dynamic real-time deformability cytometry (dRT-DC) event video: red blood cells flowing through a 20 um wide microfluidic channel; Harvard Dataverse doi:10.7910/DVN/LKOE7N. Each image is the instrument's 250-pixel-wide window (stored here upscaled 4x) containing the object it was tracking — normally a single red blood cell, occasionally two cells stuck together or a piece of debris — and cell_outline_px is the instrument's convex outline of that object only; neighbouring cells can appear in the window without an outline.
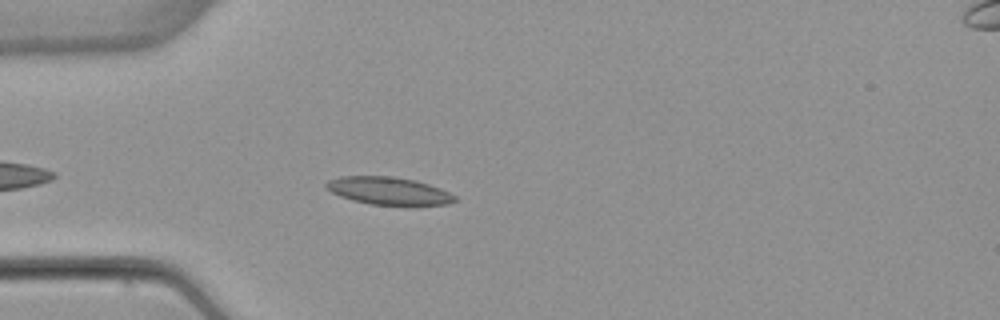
{"species": "common noctule bat (a hibernating species)", "species_latin": "Nyctalus noctula", "temperature_condition": "warm", "stored_images_in_passage": 15, "camera_frame_rate_fps": 3000, "um_per_image_px": 0.085, "animal": {"sex": "female", "body_mass_g": 22.7, "forearm_length_mm": 54.2}, "frame": {"image": 1, "passage_image": 5, "time_ms": 1.333, "image_size_px": [1000, 320], "cell_outline_px": [[460, 200], [448, 204], [372, 204], [352, 200], [340, 196], [332, 192], [324, 184], [328, 180], [340, 176], [392, 176], [416, 180], [440, 188], [456, 196]], "centroid_in_image_um": [33.04, 16.2], "position_along_channel_um": 52.0, "area_um2": 20.46}}
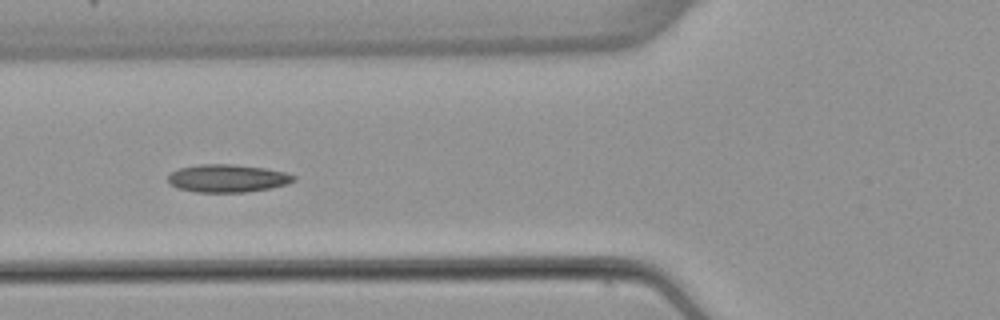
{"frame": {"image": 2, "passage_image": 10, "time_ms": 3.0, "image_size_px": [1000, 320], "cell_outline_px": [[296, 180], [288, 184], [272, 188], [244, 192], [196, 192], [176, 188], [168, 184], [168, 176], [172, 172], [180, 168], [200, 164], [232, 164], [264, 168], [284, 172], [296, 176]], "centroid_in_image_um": [19.33, 15.16], "position_along_channel_um": 106.5, "area_um2": 20.46}}
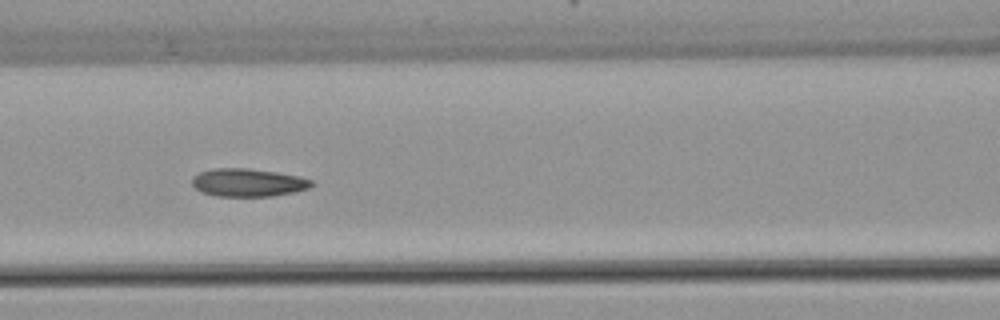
{"frame": {"image": 3, "passage_image": 13, "time_ms": 4.0, "image_size_px": [1000, 320], "cell_outline_px": [[312, 184], [308, 188], [296, 192], [272, 196], [216, 196], [200, 192], [192, 184], [192, 176], [200, 172], [216, 168], [248, 168], [276, 172], [300, 176], [312, 180]], "centroid_in_image_um": [21.07, 15.52], "position_along_channel_um": 145.5, "area_um2": 19.54}}